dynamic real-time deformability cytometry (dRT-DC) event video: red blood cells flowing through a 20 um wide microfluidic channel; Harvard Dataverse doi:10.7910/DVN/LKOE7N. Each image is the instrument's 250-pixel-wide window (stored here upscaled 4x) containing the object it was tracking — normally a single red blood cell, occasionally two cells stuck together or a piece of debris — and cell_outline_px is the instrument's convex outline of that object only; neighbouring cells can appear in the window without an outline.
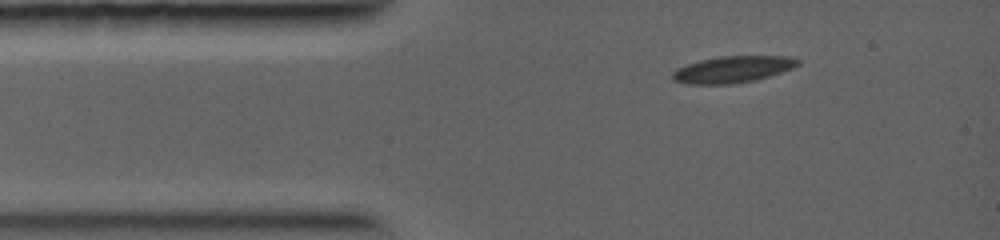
{"species": "common noctule bat (a hibernating species)", "species_latin": "Nyctalus noctula", "temperature_condition": "warm", "stored_images_in_passage": 2, "camera_frame_rate_fps": 5000, "um_per_image_px": 0.085, "animal": {"sex": "female", "body_mass_g": 19.0, "forearm_length_mm": 56.7}, "frame": {"image": 1, "passage_image": 1, "time_ms": 0.0, "image_size_px": [1000, 240], "cell_outline_px": [[800, 64], [792, 68], [756, 80], [732, 84], [688, 84], [672, 80], [672, 72], [676, 68], [700, 60], [720, 56], [788, 56], [800, 60]], "centroid_in_image_um": [62.26, 5.9], "position_along_channel_um": 22.7, "area_um2": 19.42}}